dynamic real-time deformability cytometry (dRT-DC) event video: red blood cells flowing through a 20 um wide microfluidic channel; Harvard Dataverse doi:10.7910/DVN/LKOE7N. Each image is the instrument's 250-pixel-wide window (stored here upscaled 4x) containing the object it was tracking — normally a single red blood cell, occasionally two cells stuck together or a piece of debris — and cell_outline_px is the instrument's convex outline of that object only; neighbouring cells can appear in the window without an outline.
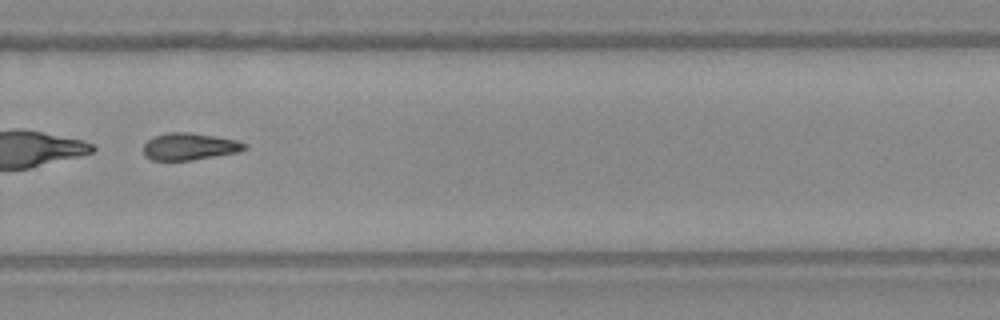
{"species": "Egyptian fruit bat (a non-hibernating species)", "species_latin": "Rousettus aegyptiacus", "temperature_condition": "warm", "stored_images_in_passage": 51, "segment_of_instrument_passage": [2, 2], "camera_frame_rate_fps": 3000, "um_per_image_px": 0.085, "frame": {"image": 1, "passage_image": 36, "time_ms": 11.667, "image_size_px": [1000, 320], "cell_outline_px": [[248, 148], [240, 152], [192, 160], [152, 160], [144, 156], [144, 144], [152, 136], [168, 132], [188, 132], [236, 140], [248, 144]], "centroid_in_image_um": [16.11, 12.46], "position_along_channel_um": 313.7, "area_um2": 16.01}}